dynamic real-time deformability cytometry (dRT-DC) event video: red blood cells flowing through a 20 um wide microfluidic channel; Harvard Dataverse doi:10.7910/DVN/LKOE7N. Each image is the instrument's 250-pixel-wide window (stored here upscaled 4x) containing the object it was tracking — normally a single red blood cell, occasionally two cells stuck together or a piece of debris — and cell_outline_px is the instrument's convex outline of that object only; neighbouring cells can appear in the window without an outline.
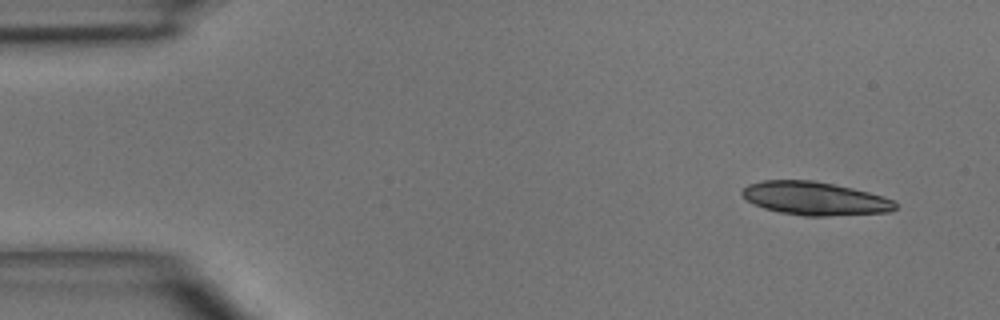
{"species": "common noctule bat (a hibernating species)", "species_latin": "Nyctalus noctula", "temperature_condition": "room temperature", "stored_images_in_passage": 3, "camera_frame_rate_fps": 3000, "um_per_image_px": 0.085, "animal": {"sex": "male", "body_mass_g": 15.6}, "frame": {"image": 1, "passage_image": 3, "time_ms": 3.333, "image_size_px": [1000, 320], "cell_outline_px": [[896, 208], [892, 212], [824, 216], [804, 216], [780, 212], [764, 208], [752, 204], [740, 192], [748, 184], [760, 180], [816, 180], [852, 188], [884, 196], [896, 200]], "centroid_in_image_um": [69.28, 16.86], "position_along_channel_um": 15.7, "area_um2": 29.94}}